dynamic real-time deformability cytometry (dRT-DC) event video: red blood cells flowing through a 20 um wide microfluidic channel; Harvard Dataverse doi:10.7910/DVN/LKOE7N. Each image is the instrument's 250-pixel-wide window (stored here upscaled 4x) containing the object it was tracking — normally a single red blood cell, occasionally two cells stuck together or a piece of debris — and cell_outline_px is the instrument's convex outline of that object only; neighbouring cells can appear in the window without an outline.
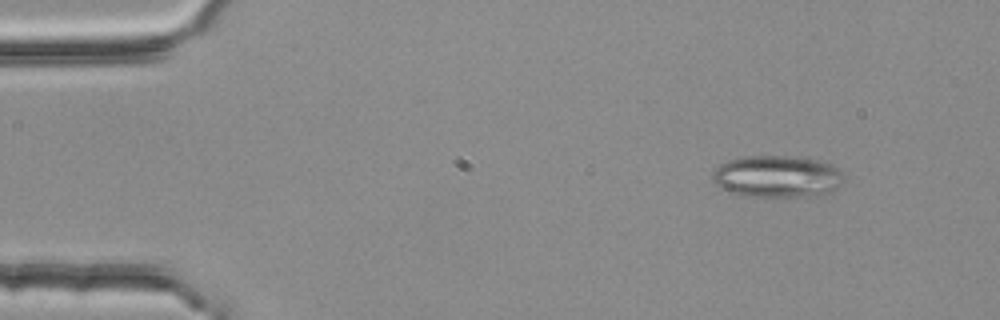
{"species": "common noctule bat (a hibernating species)", "species_latin": "Nyctalus noctula", "temperature_condition": "room temperature", "stored_images_in_passage": 3, "camera_frame_rate_fps": 3000, "um_per_image_px": 0.085, "animal": {"sex": "female", "body_mass_g": 25.1}, "frame": {"image": 1, "passage_image": 1, "time_ms": 0.0, "image_size_px": [1000, 320], "cell_outline_px": [[844, 180], [832, 192], [808, 196], [756, 196], [732, 192], [720, 188], [712, 180], [712, 176], [716, 168], [720, 164], [728, 160], [748, 156], [800, 156], [820, 160], [832, 164], [844, 176]], "centroid_in_image_um": [66.09, 14.98], "position_along_channel_um": 18.9, "area_um2": 31.96}}